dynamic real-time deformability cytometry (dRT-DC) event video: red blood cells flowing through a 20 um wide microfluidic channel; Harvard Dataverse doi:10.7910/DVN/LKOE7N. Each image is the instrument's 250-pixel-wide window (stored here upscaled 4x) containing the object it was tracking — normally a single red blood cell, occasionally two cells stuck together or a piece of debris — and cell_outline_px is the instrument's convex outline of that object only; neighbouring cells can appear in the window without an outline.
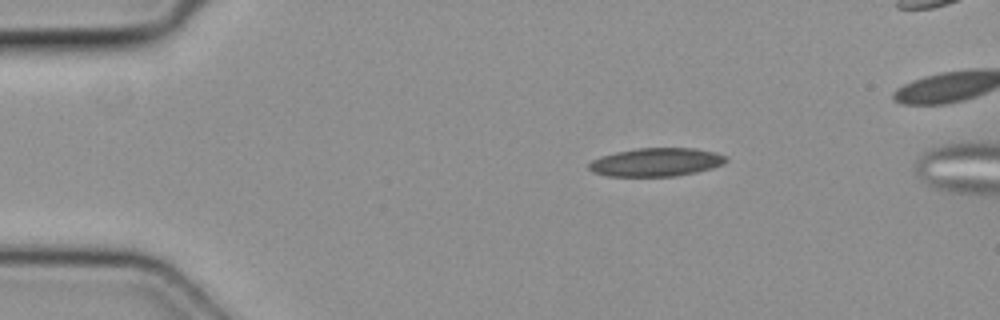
{"species": "common noctule bat (a hibernating species)", "species_latin": "Nyctalus noctula", "temperature_condition": "cold", "stored_images_in_passage": 4, "camera_frame_rate_fps": 3000, "um_per_image_px": 0.085, "animal": {"sex": "female", "body_mass_g": 19.3, "forearm_length_mm": 54.1}, "frame": {"image": 1, "passage_image": 1, "time_ms": 0.0, "image_size_px": [1000, 320], "cell_outline_px": [[728, 160], [724, 164], [712, 168], [696, 172], [676, 176], [604, 176], [592, 172], [588, 168], [588, 164], [592, 160], [600, 156], [616, 152], [636, 148], [692, 148], [716, 152], [728, 156]], "centroid_in_image_um": [55.78, 13.78], "position_along_channel_um": 29.2, "area_um2": 22.89}}